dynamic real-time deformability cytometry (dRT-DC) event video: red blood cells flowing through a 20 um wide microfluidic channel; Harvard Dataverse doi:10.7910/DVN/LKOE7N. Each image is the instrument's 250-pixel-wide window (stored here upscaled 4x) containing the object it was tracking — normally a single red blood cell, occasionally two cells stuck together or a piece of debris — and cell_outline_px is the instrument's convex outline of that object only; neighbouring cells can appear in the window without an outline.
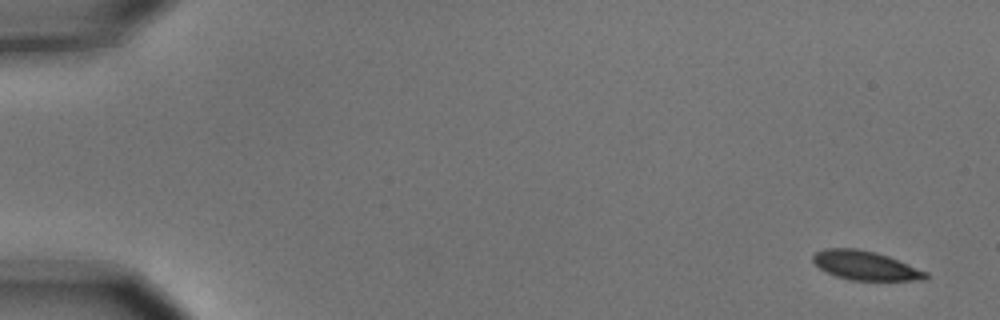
{"species": "common noctule bat (a hibernating species)", "species_latin": "Nyctalus noctula", "temperature_condition": "cold", "stored_images_in_passage": 6, "camera_frame_rate_fps": 3000, "um_per_image_px": 0.085, "animal": {"sex": "male", "body_mass_g": 15.6}, "frame": {"image": 1, "passage_image": 1, "time_ms": 0.0, "image_size_px": [1000, 320], "cell_outline_px": [[928, 280], [848, 280], [836, 276], [820, 268], [812, 260], [812, 256], [816, 252], [824, 248], [856, 248], [876, 252], [888, 256], [928, 272]], "centroid_in_image_um": [73.57, 22.57], "position_along_channel_um": 11.4, "area_um2": 19.07}}
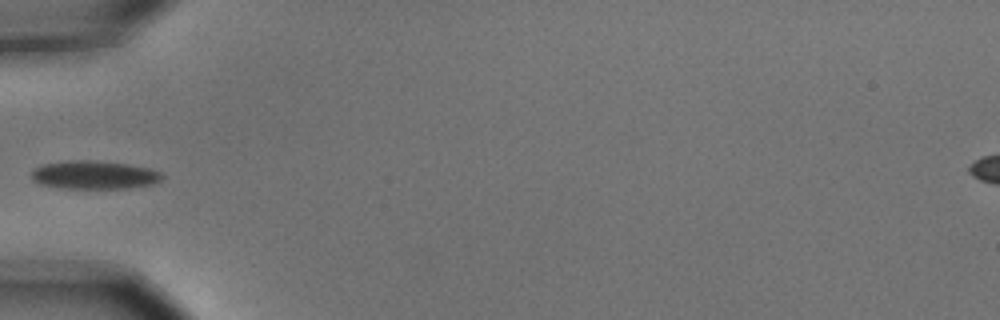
{"frame": {"image": 2, "passage_image": 5, "time_ms": 1.333, "image_size_px": [1000, 320], "cell_outline_px": [[164, 176], [160, 180], [152, 184], [128, 188], [60, 188], [40, 184], [32, 180], [32, 172], [36, 168], [44, 164], [68, 160], [92, 160], [128, 164], [152, 168], [160, 172]], "centroid_in_image_um": [8.02, 14.86], "position_along_channel_um": 77.0, "area_um2": 21.56}}
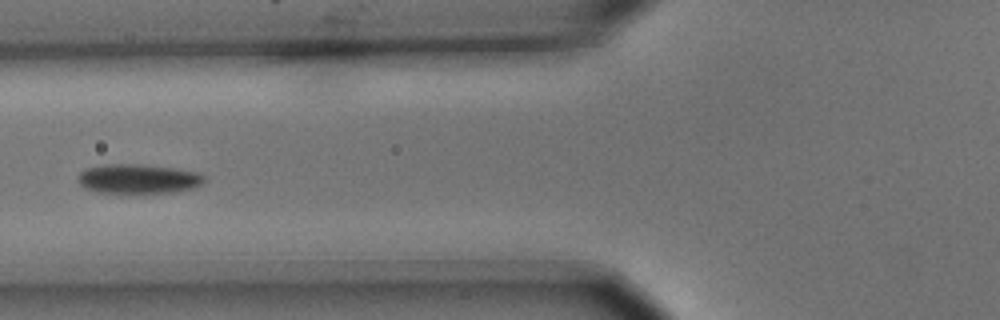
{"frame": {"image": 3, "passage_image": 6, "time_ms": 1.667, "image_size_px": [1000, 320], "cell_outline_px": [[208, 180], [192, 188], [176, 192], [132, 196], [96, 192], [84, 188], [76, 180], [76, 176], [84, 168], [104, 164], [136, 164], [176, 168], [196, 172], [208, 176]], "centroid_in_image_um": [11.72, 15.25], "position_along_channel_um": 114.1, "area_um2": 23.0}}